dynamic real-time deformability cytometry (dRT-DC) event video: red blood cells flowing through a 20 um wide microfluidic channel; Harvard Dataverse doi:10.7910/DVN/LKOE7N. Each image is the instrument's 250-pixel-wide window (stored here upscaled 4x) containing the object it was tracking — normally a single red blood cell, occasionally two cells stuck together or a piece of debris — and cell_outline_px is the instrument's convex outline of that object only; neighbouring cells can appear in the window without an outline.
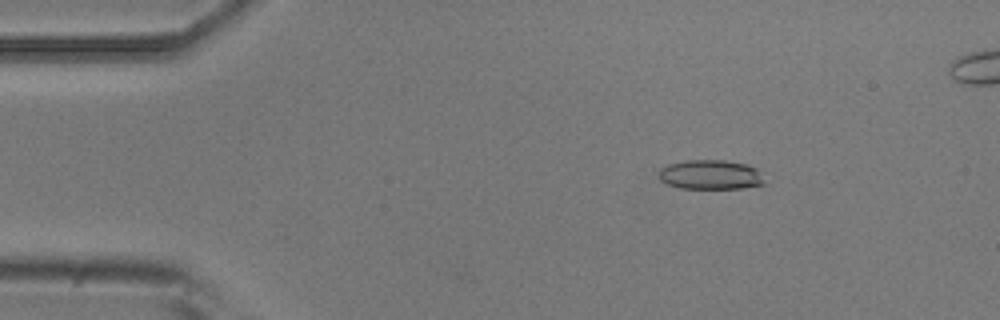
{"species": "common noctule bat (a hibernating species)", "species_latin": "Nyctalus noctula", "temperature_condition": "room temperature", "stored_images_in_passage": 4, "camera_frame_rate_fps": 3000, "um_per_image_px": 0.085, "animal": {"sex": "male", "body_mass_g": 20.5, "forearm_length_mm": 52.5}, "frame": {"image": 1, "passage_image": 2, "time_ms": 1.0, "image_size_px": [1000, 320], "cell_outline_px": [[768, 184], [740, 188], [680, 188], [668, 184], [660, 180], [660, 168], [668, 164], [684, 160], [724, 160], [748, 164], [756, 168]], "centroid_in_image_um": [60.43, 14.84], "position_along_channel_um": 24.6, "area_um2": 18.26}}